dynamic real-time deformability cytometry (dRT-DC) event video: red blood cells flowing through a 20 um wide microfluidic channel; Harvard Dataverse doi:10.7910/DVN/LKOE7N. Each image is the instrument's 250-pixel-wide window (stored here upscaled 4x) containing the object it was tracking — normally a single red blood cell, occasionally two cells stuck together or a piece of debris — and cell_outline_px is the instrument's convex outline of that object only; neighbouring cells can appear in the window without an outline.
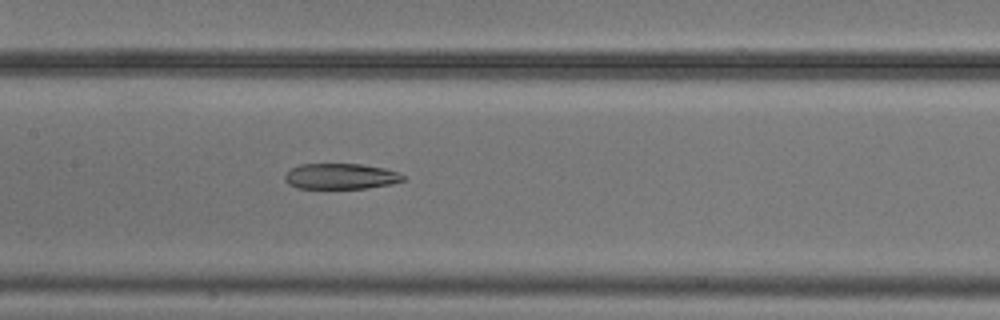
{"species": "common noctule bat (a hibernating species)", "species_latin": "Nyctalus noctula", "temperature_condition": "cold", "stored_images_in_passage": 23, "camera_frame_rate_fps": 3000, "um_per_image_px": 0.085, "animal": {"sex": "male", "body_mass_g": 20.5, "forearm_length_mm": 52.5}, "frame": {"image": 1, "passage_image": 22, "time_ms": 7.0, "image_size_px": [1000, 320], "cell_outline_px": [[404, 180], [392, 184], [368, 188], [296, 188], [288, 184], [284, 180], [284, 176], [292, 168], [300, 164], [360, 164], [384, 168], [400, 172], [404, 176]], "centroid_in_image_um": [28.97, 14.99], "position_along_channel_um": 178.4, "area_um2": 17.74}}